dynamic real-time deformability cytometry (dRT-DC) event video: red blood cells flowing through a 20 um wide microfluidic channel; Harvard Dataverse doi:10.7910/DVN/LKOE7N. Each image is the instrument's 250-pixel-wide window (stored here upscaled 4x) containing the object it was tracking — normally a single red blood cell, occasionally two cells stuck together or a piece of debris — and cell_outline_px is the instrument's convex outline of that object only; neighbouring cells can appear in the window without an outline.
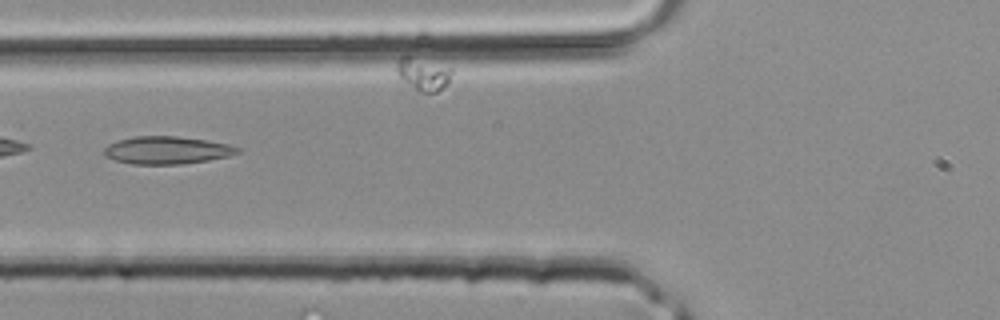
{"species": "common noctule bat (a hibernating species)", "species_latin": "Nyctalus noctula", "temperature_condition": "room temperature", "stored_images_in_passage": 27, "camera_frame_rate_fps": 3000, "um_per_image_px": 0.085, "animal": {"sex": "male", "body_mass_g": 20.4}, "frame": {"image": 1, "passage_image": 8, "time_ms": 2.333, "image_size_px": [1000, 320], "cell_outline_px": [[240, 152], [228, 156], [208, 160], [180, 164], [132, 164], [116, 160], [104, 156], [104, 148], [108, 144], [116, 140], [132, 136], [176, 136], [204, 140], [228, 144], [240, 148]], "centroid_in_image_um": [14.14, 12.76], "position_along_channel_um": 111.7, "area_um2": 21.44}}